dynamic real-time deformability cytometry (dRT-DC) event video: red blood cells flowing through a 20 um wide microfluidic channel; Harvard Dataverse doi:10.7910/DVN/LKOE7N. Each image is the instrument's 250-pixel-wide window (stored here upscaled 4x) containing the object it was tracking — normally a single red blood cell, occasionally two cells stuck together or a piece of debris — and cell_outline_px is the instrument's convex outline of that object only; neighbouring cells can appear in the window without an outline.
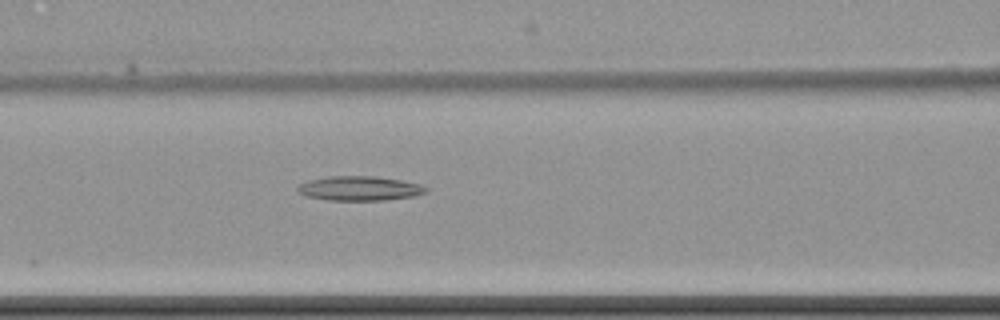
{"species": "common noctule bat (a hibernating species)", "species_latin": "Nyctalus noctula", "temperature_condition": "cold", "stored_images_in_passage": 4, "camera_frame_rate_fps": 3000, "um_per_image_px": 0.085, "animal": {"sex": "female", "body_mass_g": 22.7, "forearm_length_mm": 54.2}, "frame": {"image": 1, "passage_image": 4, "time_ms": 3.333, "image_size_px": [1000, 320], "cell_outline_px": [[428, 192], [416, 196], [384, 200], [328, 200], [304, 196], [296, 188], [300, 184], [308, 180], [328, 176], [376, 176], [400, 180], [420, 184], [428, 188]], "centroid_in_image_um": [30.58, 16.01], "position_along_channel_um": 136.0, "area_um2": 18.38}}